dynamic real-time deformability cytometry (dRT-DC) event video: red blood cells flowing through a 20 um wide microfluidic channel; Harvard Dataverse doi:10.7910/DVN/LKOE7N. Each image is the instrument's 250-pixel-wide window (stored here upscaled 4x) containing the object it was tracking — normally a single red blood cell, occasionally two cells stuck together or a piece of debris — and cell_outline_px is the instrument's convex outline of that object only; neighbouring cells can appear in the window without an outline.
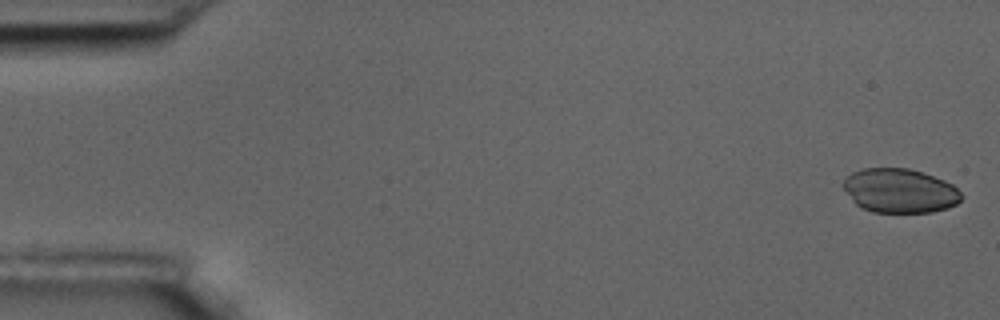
{"species": "common noctule bat (a hibernating species)", "species_latin": "Nyctalus noctula", "temperature_condition": "room temperature", "stored_images_in_passage": 6, "camera_frame_rate_fps": 3000, "um_per_image_px": 0.085, "animal": {"sex": "male", "body_mass_g": 17.5, "forearm_length_mm": 52.3}, "frame": {"image": 1, "passage_image": 1, "time_ms": 0.0, "image_size_px": [1000, 320], "cell_outline_px": [[964, 196], [956, 204], [948, 208], [932, 212], [872, 212], [860, 208], [852, 200], [844, 188], [844, 180], [852, 172], [864, 168], [908, 168], [924, 172], [944, 180], [952, 184]], "centroid_in_image_um": [76.5, 16.21], "position_along_channel_um": 8.5, "area_um2": 30.46}}